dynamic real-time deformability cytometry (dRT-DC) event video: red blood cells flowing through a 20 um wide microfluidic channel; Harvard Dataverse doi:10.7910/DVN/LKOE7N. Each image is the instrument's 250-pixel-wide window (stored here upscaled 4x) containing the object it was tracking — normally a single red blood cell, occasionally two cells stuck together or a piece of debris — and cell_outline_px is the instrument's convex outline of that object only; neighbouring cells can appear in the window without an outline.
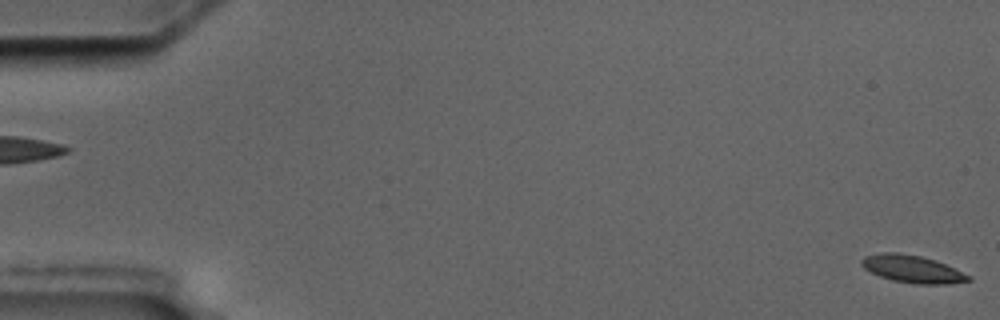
{"species": "common noctule bat (a hibernating species)", "species_latin": "Nyctalus noctula", "temperature_condition": "cold", "stored_images_in_passage": 3, "segment_of_instrument_passage": [2, 2], "camera_frame_rate_fps": 3000, "um_per_image_px": 0.085, "animal": {"sex": "male", "body_mass_g": 17.5, "forearm_length_mm": 52.3}, "frame": {"image": 1, "passage_image": 3, "time_ms": 2.333, "image_size_px": [1000, 320], "cell_outline_px": [[972, 280], [948, 284], [916, 284], [892, 280], [880, 276], [864, 268], [860, 264], [860, 260], [864, 256], [884, 252], [900, 252], [920, 256], [936, 260], [972, 276]], "centroid_in_image_um": [77.56, 22.86], "position_along_channel_um": 7.4, "area_um2": 17.17}}